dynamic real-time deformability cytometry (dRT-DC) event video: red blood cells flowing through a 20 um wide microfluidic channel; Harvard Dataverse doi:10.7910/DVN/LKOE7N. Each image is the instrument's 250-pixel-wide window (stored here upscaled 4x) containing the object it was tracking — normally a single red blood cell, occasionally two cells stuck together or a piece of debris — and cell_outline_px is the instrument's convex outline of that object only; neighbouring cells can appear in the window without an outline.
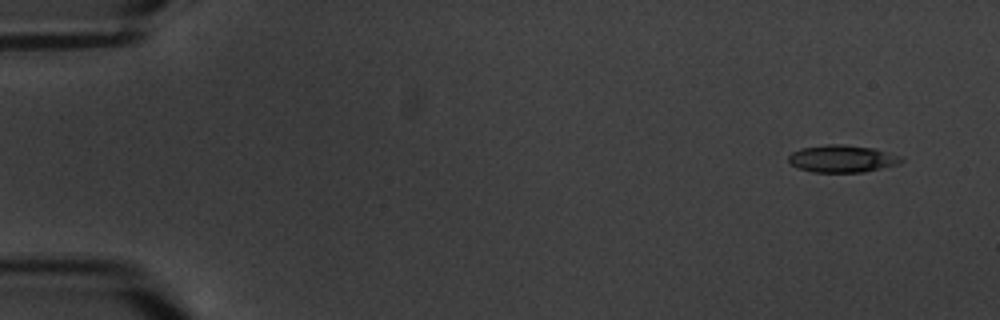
{"species": "common noctule bat (a hibernating species)", "species_latin": "Nyctalus noctula", "temperature_condition": "warm", "stored_images_in_passage": 6, "camera_frame_rate_fps": 3000, "um_per_image_px": 0.085, "animal": {"sex": "male", "body_mass_g": 20.1, "forearm_length_mm": 53.5}, "frame": {"image": 1, "passage_image": 1, "time_ms": 0.0, "image_size_px": [1000, 320], "cell_outline_px": [[904, 160], [900, 164], [864, 172], [812, 172], [796, 168], [788, 160], [788, 156], [792, 152], [800, 148], [824, 144], [844, 144], [872, 148], [900, 156]], "centroid_in_image_um": [71.55, 13.49], "position_along_channel_um": 13.4, "area_um2": 18.03}}
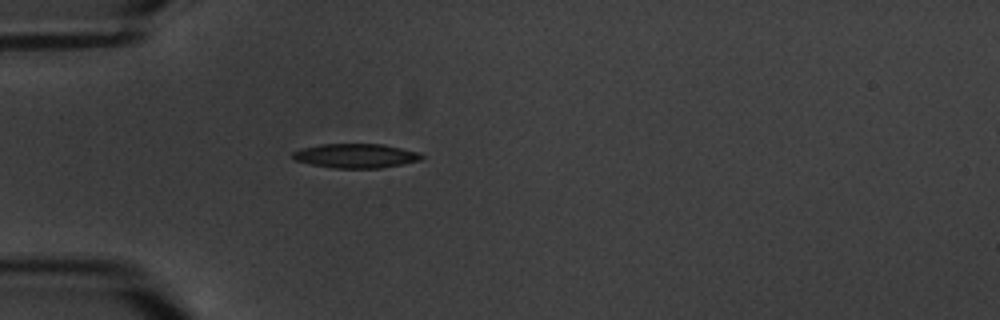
{"frame": {"image": 2, "passage_image": 5, "time_ms": 4.667, "image_size_px": [1000, 320], "cell_outline_px": [[424, 156], [420, 160], [380, 168], [332, 168], [312, 164], [296, 160], [292, 156], [292, 152], [300, 148], [320, 144], [384, 144], [416, 152]], "centroid_in_image_um": [30.19, 13.24], "position_along_channel_um": 54.8, "area_um2": 18.03}}